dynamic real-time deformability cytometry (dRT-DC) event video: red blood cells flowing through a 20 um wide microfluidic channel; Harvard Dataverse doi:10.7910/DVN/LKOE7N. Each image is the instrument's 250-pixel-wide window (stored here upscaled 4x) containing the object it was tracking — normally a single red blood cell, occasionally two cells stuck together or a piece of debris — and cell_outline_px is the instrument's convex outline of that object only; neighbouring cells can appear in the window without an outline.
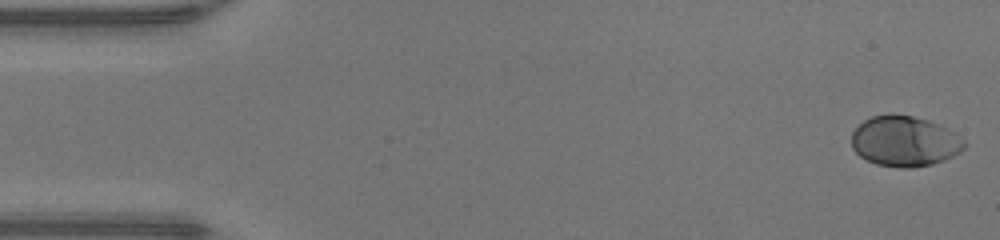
{"species": "human", "species_latin": "Homo sapiens", "temperature_condition": "warm", "stored_images_in_passage": 48, "camera_frame_rate_fps": 3000, "um_per_image_px": 0.085, "donor": {"sex": "male"}, "frame": {"image": 1, "passage_image": 1, "time_ms": 0.0, "image_size_px": [1000, 240], "cell_outline_px": [[964, 148], [960, 152], [944, 160], [932, 164], [912, 168], [900, 168], [876, 164], [860, 156], [852, 148], [852, 132], [864, 120], [872, 116], [892, 112], [912, 116], [928, 120], [944, 128], [964, 140]], "centroid_in_image_um": [76.85, 12.0], "position_along_channel_um": 8.2, "area_um2": 33.0}}
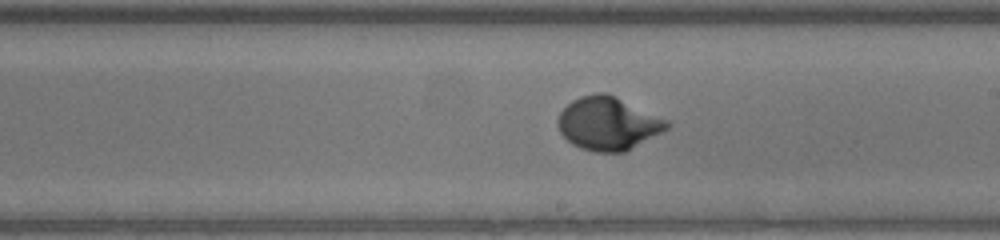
{"frame": {"image": 2, "passage_image": 27, "time_ms": 8.667, "image_size_px": [1000, 240], "cell_outline_px": [[672, 124], [668, 128], [624, 152], [596, 152], [580, 148], [572, 144], [560, 132], [556, 124], [556, 120], [560, 112], [572, 100], [580, 96], [596, 92], [608, 92], [668, 120]], "centroid_in_image_um": [51.66, 10.47], "position_along_channel_um": 237.3, "area_um2": 33.81}}
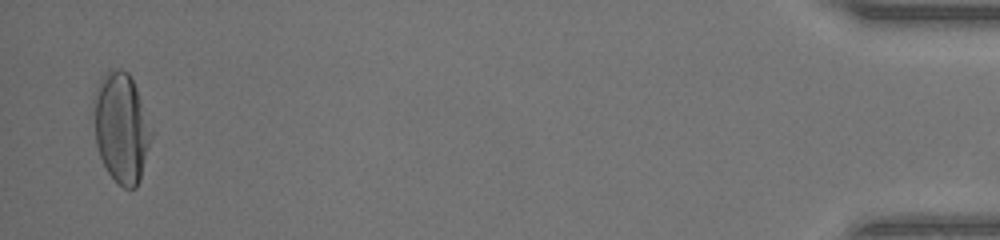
{"frame": {"image": 3, "passage_image": 47, "time_ms": 15.333, "image_size_px": [1000, 240], "cell_outline_px": [[152, 136], [140, 180], [136, 188], [124, 188], [108, 172], [100, 156], [96, 144], [92, 100], [96, 84], [108, 68], [120, 68], [128, 72], [136, 88], [152, 132]], "centroid_in_image_um": [10.28, 10.8], "position_along_channel_um": 424.9, "area_um2": 36.93}, "authors_computed_cell_mechanics": {"area_um2": 32.4836, "velocity_mm_per_s": 4.26, "shape_relaxation_time_tau1_ms": 2.5318, "shape_relaxation_time_tau2_ms": null, "deformation_change_tau1": 0.1792, "deformation_change_tau2": null}}